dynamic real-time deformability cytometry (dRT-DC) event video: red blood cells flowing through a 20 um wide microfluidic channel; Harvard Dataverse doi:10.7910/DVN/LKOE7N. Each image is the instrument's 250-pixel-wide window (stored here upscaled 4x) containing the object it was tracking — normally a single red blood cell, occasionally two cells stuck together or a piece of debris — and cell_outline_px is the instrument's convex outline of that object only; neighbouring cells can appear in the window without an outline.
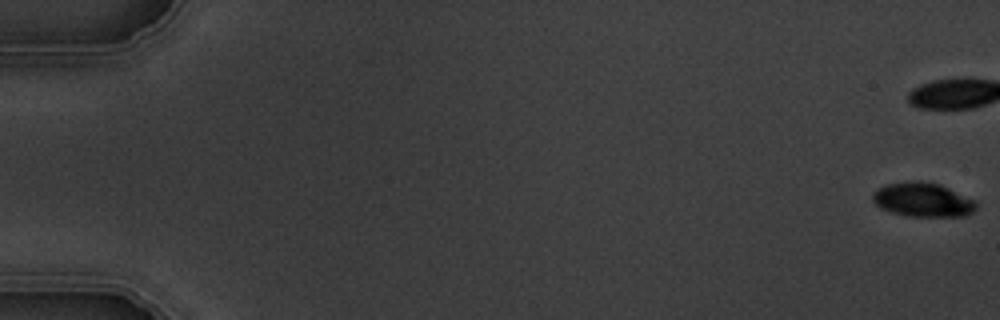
{"species": "common noctule bat (a hibernating species)", "species_latin": "Nyctalus noctula", "temperature_condition": "warm", "stored_images_in_passage": 6, "camera_frame_rate_fps": 3000, "um_per_image_px": 0.085, "animal": {"sex": "male", "body_mass_g": 19.5, "forearm_length_mm": 54.6}, "frame": {"image": 1, "passage_image": 1, "time_ms": 0.0, "image_size_px": [1000, 320], "cell_outline_px": [[976, 208], [972, 212], [964, 216], [912, 216], [892, 212], [880, 208], [872, 200], [872, 192], [876, 188], [888, 184], [908, 180], [920, 180], [940, 184], [976, 200]], "centroid_in_image_um": [78.42, 16.96], "position_along_channel_um": 6.6, "area_um2": 20.75}}